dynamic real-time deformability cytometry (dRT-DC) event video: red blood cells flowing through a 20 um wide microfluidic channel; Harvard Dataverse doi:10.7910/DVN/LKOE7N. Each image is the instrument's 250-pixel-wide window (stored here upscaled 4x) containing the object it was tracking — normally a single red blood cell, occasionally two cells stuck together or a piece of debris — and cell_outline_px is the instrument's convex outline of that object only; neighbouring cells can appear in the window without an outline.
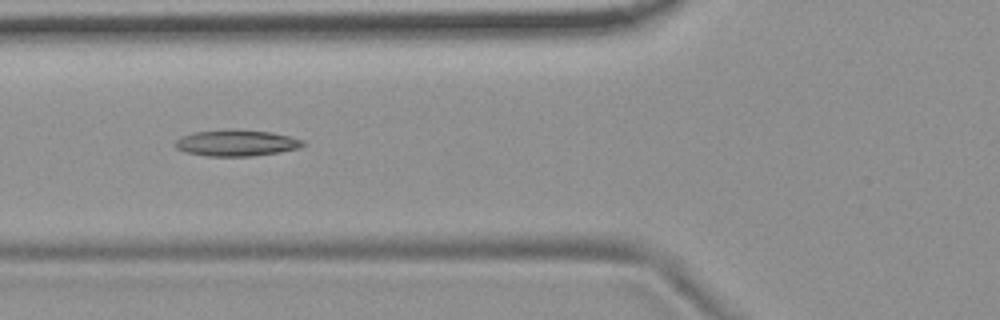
{"species": "common noctule bat (a hibernating species)", "species_latin": "Nyctalus noctula", "temperature_condition": "room temperature", "stored_images_in_passage": 6, "camera_frame_rate_fps": 3000, "um_per_image_px": 0.085, "animal": {"sex": "female", "body_mass_g": 19.9}, "frame": {"image": 1, "passage_image": 5, "time_ms": 4.667, "image_size_px": [1000, 320], "cell_outline_px": [[304, 144], [300, 148], [280, 152], [252, 156], [208, 156], [184, 152], [176, 148], [172, 144], [180, 136], [192, 132], [232, 128], [272, 132], [304, 140]], "centroid_in_image_um": [20.05, 12.14], "position_along_channel_um": 105.8, "area_um2": 19.94}}
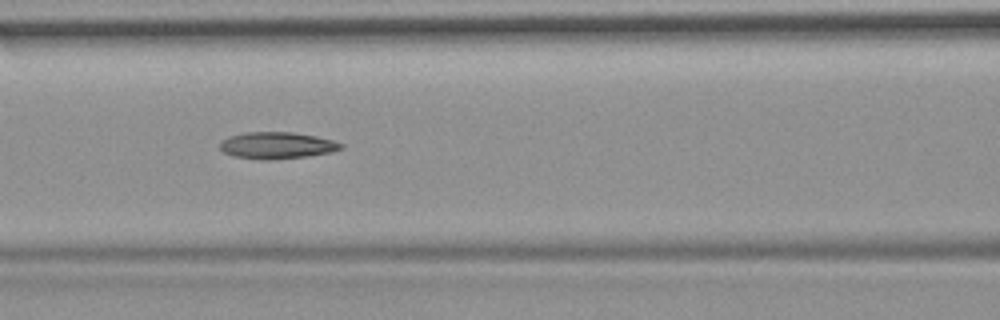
{"frame": {"image": 2, "passage_image": 6, "time_ms": 5.667, "image_size_px": [1000, 320], "cell_outline_px": [[344, 148], [332, 152], [308, 156], [272, 160], [260, 160], [232, 156], [224, 152], [220, 148], [220, 144], [228, 136], [244, 132], [292, 132], [316, 136], [332, 140], [344, 144]], "centroid_in_image_um": [23.55, 12.37], "position_along_channel_um": 143.0, "area_um2": 19.02}}